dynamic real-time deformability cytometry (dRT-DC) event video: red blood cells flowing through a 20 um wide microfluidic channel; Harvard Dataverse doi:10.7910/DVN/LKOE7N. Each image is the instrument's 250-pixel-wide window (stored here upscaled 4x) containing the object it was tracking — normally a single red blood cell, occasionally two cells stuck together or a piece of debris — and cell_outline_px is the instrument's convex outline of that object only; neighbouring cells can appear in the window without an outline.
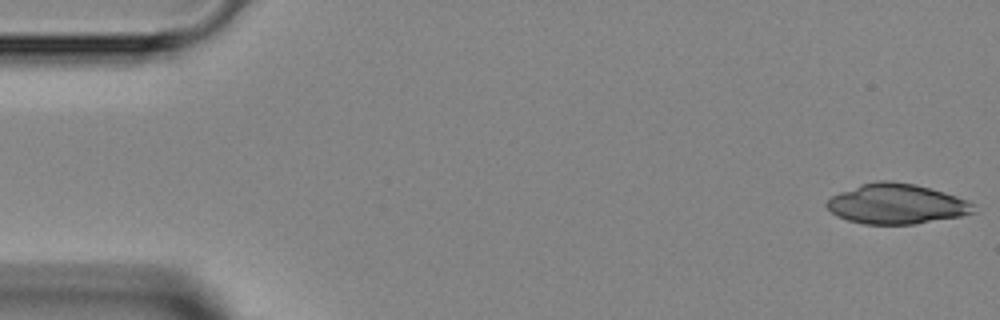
{"species": "Egyptian fruit bat (a non-hibernating species)", "species_latin": "Rousettus aegyptiacus", "temperature_condition": "room temperature", "stored_images_in_passage": 5, "camera_frame_rate_fps": 3000, "um_per_image_px": 0.085, "animal": {"sex": "female"}, "frame": {"image": 1, "passage_image": 1, "time_ms": 0.0, "image_size_px": [1000, 320], "cell_outline_px": [[976, 212], [960, 216], [916, 224], [864, 224], [848, 220], [836, 216], [824, 204], [832, 196], [840, 192], [860, 184], [876, 180], [892, 180], [916, 184], [944, 192], [956, 196], [972, 204]], "centroid_in_image_um": [76.17, 17.32], "position_along_channel_um": 8.8, "area_um2": 34.28}}